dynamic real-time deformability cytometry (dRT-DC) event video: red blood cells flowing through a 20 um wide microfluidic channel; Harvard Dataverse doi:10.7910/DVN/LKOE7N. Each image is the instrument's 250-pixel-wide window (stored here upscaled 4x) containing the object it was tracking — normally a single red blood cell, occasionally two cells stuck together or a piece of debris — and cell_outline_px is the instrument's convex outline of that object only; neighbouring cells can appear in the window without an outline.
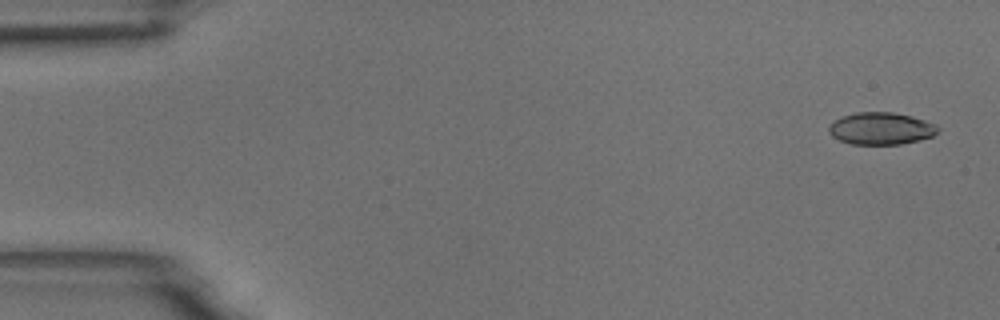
{"species": "common noctule bat (a hibernating species)", "species_latin": "Nyctalus noctula", "temperature_condition": "room temperature", "stored_images_in_passage": 3, "camera_frame_rate_fps": 3000, "um_per_image_px": 0.085, "animal": {"sex": "male", "body_mass_g": 18.8}, "frame": {"image": 1, "passage_image": 1, "time_ms": 0.0, "image_size_px": [1000, 320], "cell_outline_px": [[940, 128], [932, 136], [920, 140], [900, 144], [852, 144], [840, 140], [832, 136], [828, 132], [828, 128], [836, 120], [844, 116], [856, 112], [892, 112], [912, 116], [936, 124]], "centroid_in_image_um": [74.91, 10.92], "position_along_channel_um": 10.1, "area_um2": 20.29}}